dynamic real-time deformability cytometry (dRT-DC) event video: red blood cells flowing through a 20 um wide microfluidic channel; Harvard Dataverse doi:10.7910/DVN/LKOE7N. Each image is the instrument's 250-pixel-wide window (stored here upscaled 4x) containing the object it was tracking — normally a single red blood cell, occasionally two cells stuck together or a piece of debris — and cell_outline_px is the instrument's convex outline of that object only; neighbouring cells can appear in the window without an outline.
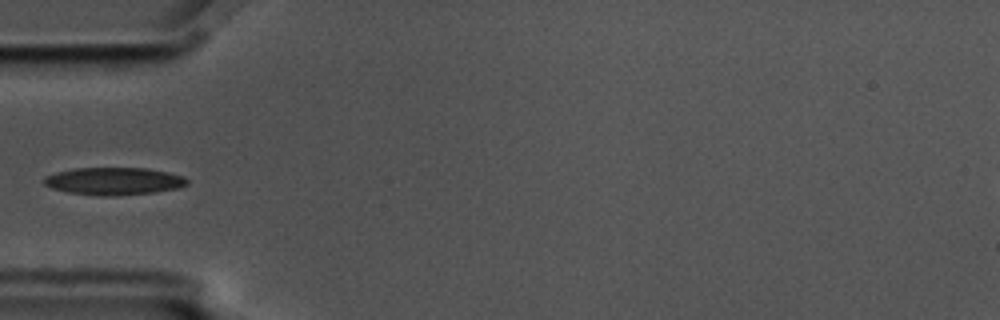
{"species": "common noctule bat (a hibernating species)", "species_latin": "Nyctalus noctula", "temperature_condition": "cold", "stored_images_in_passage": 10, "camera_frame_rate_fps": 3000, "um_per_image_px": 0.085, "animal": {"sex": "male", "body_mass_g": 17.5, "forearm_length_mm": 52.3}, "frame": {"image": 1, "passage_image": 6, "time_ms": 1.667, "image_size_px": [1000, 320], "cell_outline_px": [[188, 184], [180, 188], [152, 192], [116, 196], [100, 196], [68, 192], [52, 188], [44, 184], [40, 180], [44, 176], [56, 172], [72, 168], [148, 168], [168, 172], [184, 176], [188, 180]], "centroid_in_image_um": [9.66, 15.39], "position_along_channel_um": 75.3, "area_um2": 23.18}}